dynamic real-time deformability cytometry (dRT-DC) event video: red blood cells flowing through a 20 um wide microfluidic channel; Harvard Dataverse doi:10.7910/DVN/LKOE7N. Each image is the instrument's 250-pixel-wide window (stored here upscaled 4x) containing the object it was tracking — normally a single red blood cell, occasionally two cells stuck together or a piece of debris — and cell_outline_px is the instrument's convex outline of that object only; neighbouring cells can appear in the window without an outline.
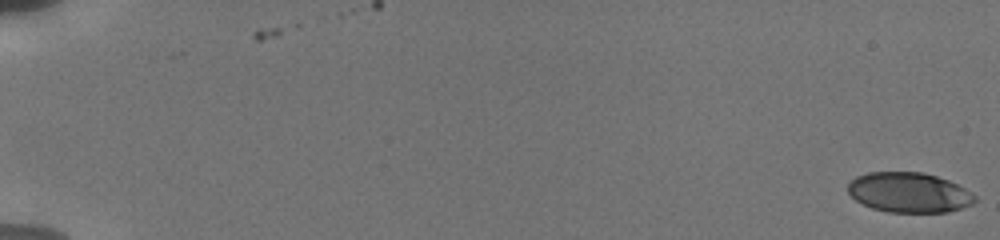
{"species": "human", "species_latin": "Homo sapiens", "temperature_condition": "cold", "stored_images_in_passage": 78, "camera_frame_rate_fps": 3000, "um_per_image_px": 0.085, "donor": {"sex": "male"}, "frame": {"image": 1, "passage_image": 1, "time_ms": 0.0, "image_size_px": [1000, 240], "cell_outline_px": [[976, 200], [972, 204], [948, 212], [888, 212], [872, 208], [856, 200], [848, 192], [848, 184], [856, 176], [868, 172], [924, 172], [948, 180], [964, 188], [976, 196]], "centroid_in_image_um": [77.26, 16.36], "position_along_channel_um": 7.7, "area_um2": 29.48}}
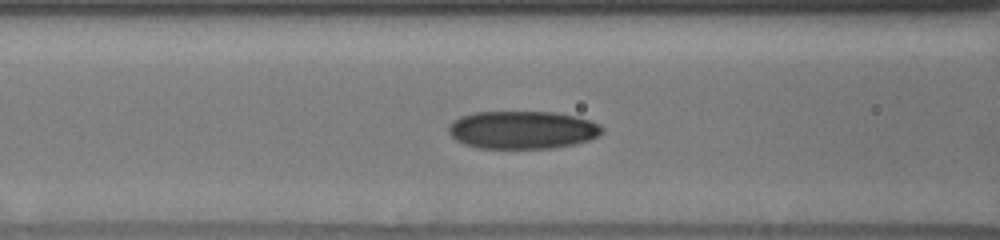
{"frame": {"image": 2, "passage_image": 40, "time_ms": 8.333, "image_size_px": [1000, 240], "cell_outline_px": [[604, 132], [588, 140], [576, 144], [552, 148], [476, 148], [464, 144], [456, 140], [448, 132], [448, 128], [452, 120], [460, 116], [472, 112], [556, 112], [576, 116], [600, 124], [604, 128]], "centroid_in_image_um": [44.39, 11.04], "position_along_channel_um": 122.2, "area_um2": 34.16}}
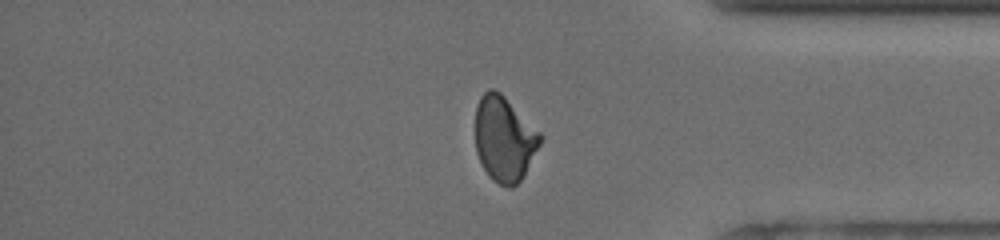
{"frame": {"image": 3, "passage_image": 69, "time_ms": 15.667, "image_size_px": [1000, 240], "cell_outline_px": [[544, 136], [524, 176], [512, 188], [508, 188], [492, 180], [488, 176], [476, 152], [476, 104], [480, 96], [488, 88], [492, 88], [500, 92]], "centroid_in_image_um": [42.86, 11.81], "position_along_channel_um": 392.3, "area_um2": 32.19}}